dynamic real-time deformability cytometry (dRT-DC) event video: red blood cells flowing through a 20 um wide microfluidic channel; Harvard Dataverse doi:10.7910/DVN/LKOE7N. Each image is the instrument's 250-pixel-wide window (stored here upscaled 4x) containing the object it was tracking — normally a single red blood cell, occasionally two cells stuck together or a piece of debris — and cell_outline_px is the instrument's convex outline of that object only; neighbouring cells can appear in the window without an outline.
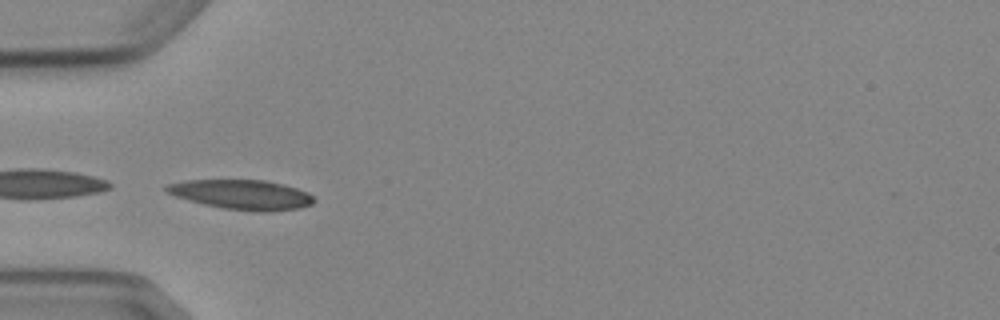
{"species": "Egyptian fruit bat (a non-hibernating species)", "species_latin": "Rousettus aegyptiacus", "temperature_condition": "cold", "stored_images_in_passage": 8, "camera_frame_rate_fps": 3000, "um_per_image_px": 0.085, "animal": {"sex": "female"}, "frame": {"image": 1, "passage_image": 4, "time_ms": 3.667, "image_size_px": [1000, 320], "cell_outline_px": [[316, 200], [312, 204], [300, 208], [268, 212], [260, 212], [224, 208], [204, 204], [188, 200], [176, 196], [168, 192], [164, 188], [168, 184], [184, 180], [264, 180], [284, 184], [308, 192]], "centroid_in_image_um": [20.59, 16.54], "position_along_channel_um": 64.4, "area_um2": 25.43}}
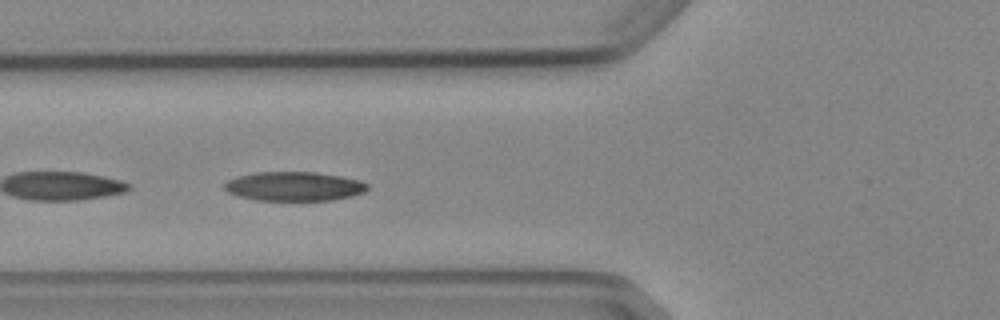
{"frame": {"image": 2, "passage_image": 5, "time_ms": 4.667, "image_size_px": [1000, 320], "cell_outline_px": [[368, 188], [364, 192], [352, 196], [332, 200], [256, 200], [240, 196], [228, 192], [224, 188], [224, 184], [228, 180], [236, 176], [256, 172], [316, 172], [340, 176], [360, 180], [368, 184]], "centroid_in_image_um": [25.01, 15.83], "position_along_channel_um": 100.8, "area_um2": 24.28}}